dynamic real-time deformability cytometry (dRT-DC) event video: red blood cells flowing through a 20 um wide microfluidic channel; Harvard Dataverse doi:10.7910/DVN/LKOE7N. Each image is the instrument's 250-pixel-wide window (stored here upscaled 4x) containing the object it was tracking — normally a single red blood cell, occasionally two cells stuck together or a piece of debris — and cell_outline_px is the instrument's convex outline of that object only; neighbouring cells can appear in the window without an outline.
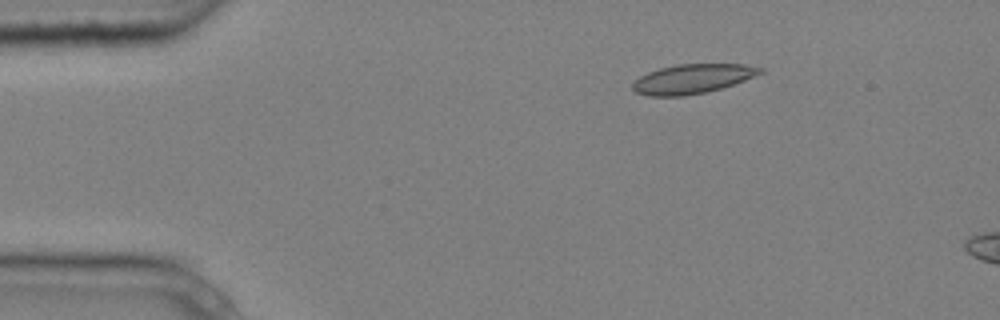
{"species": "common noctule bat (a hibernating species)", "species_latin": "Nyctalus noctula", "temperature_condition": "cold", "stored_images_in_passage": 4, "camera_frame_rate_fps": 3000, "um_per_image_px": 0.085, "animal": {"sex": "male", "body_mass_g": 20.4}, "frame": {"image": 1, "passage_image": 1, "time_ms": 0.0, "image_size_px": [1000, 320], "cell_outline_px": [[764, 72], [744, 80], [708, 92], [684, 96], [648, 96], [636, 92], [632, 88], [632, 84], [640, 76], [648, 72], [660, 68], [676, 64], [744, 64], [764, 68]], "centroid_in_image_um": [58.85, 6.7], "position_along_channel_um": 26.1, "area_um2": 21.79}}